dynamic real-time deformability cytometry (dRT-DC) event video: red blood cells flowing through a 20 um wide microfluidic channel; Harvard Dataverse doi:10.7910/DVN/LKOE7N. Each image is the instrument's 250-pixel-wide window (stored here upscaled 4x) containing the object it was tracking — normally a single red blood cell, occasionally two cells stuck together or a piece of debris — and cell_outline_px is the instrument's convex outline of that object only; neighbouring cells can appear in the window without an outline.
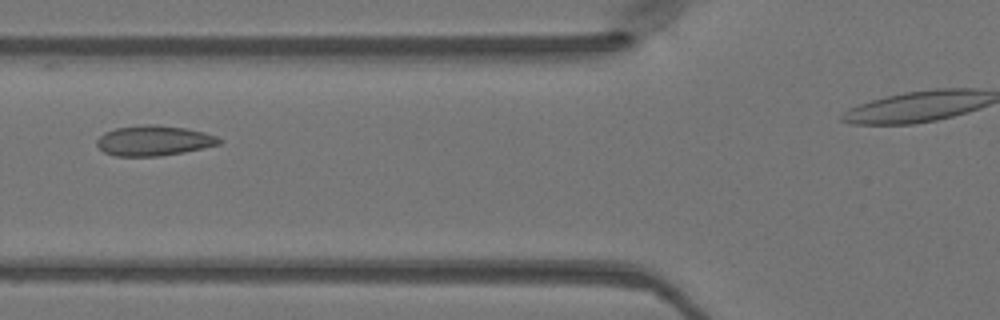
{"species": "Egyptian fruit bat (a non-hibernating species)", "species_latin": "Rousettus aegyptiacus", "temperature_condition": "warm", "stored_images_in_passage": 17, "camera_frame_rate_fps": 3000, "um_per_image_px": 0.085, "animal": {"sex": "female"}, "frame": {"image": 1, "passage_image": 14, "time_ms": 4.333, "image_size_px": [1000, 320], "cell_outline_px": [[224, 140], [220, 144], [184, 152], [160, 156], [116, 156], [104, 152], [96, 144], [96, 140], [104, 132], [116, 128], [144, 124], [156, 124], [184, 128], [204, 132], [216, 136]], "centroid_in_image_um": [13.07, 11.95], "position_along_channel_um": 112.7, "area_um2": 21.56}}
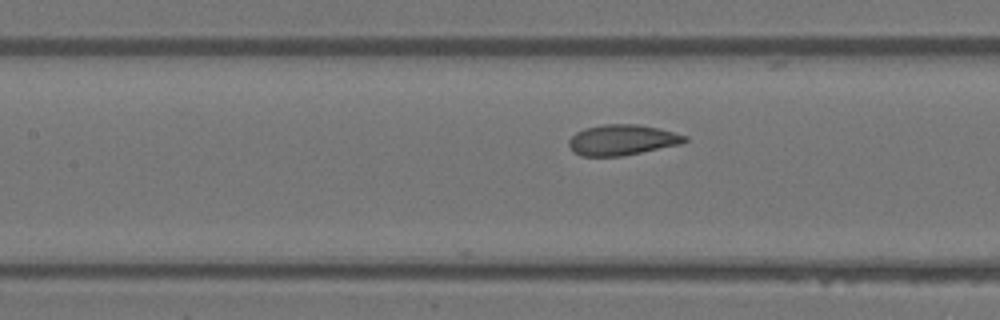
{"frame": {"image": 2, "passage_image": 17, "time_ms": 5.333, "image_size_px": [1000, 320], "cell_outline_px": [[688, 140], [680, 144], [624, 156], [580, 156], [572, 152], [568, 144], [568, 140], [576, 132], [584, 128], [604, 124], [636, 124], [660, 128], [688, 136]], "centroid_in_image_um": [52.86, 11.89], "position_along_channel_um": 154.5, "area_um2": 20.87}}